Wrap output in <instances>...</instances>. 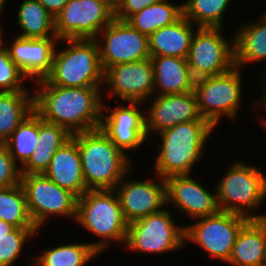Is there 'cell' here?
<instances>
[{
  "label": "cell",
  "mask_w": 266,
  "mask_h": 266,
  "mask_svg": "<svg viewBox=\"0 0 266 266\" xmlns=\"http://www.w3.org/2000/svg\"><path fill=\"white\" fill-rule=\"evenodd\" d=\"M225 28H198L191 40L188 65L193 78L220 75L235 67L234 32L230 38Z\"/></svg>",
  "instance_id": "11"
},
{
  "label": "cell",
  "mask_w": 266,
  "mask_h": 266,
  "mask_svg": "<svg viewBox=\"0 0 266 266\" xmlns=\"http://www.w3.org/2000/svg\"><path fill=\"white\" fill-rule=\"evenodd\" d=\"M105 85V86H104ZM103 101L119 99L122 102L145 103L154 95V71L150 58L129 63H120L104 70ZM105 95V96H104ZM113 97V98H111Z\"/></svg>",
  "instance_id": "15"
},
{
  "label": "cell",
  "mask_w": 266,
  "mask_h": 266,
  "mask_svg": "<svg viewBox=\"0 0 266 266\" xmlns=\"http://www.w3.org/2000/svg\"><path fill=\"white\" fill-rule=\"evenodd\" d=\"M2 25L0 23V49L4 46V30L2 29Z\"/></svg>",
  "instance_id": "44"
},
{
  "label": "cell",
  "mask_w": 266,
  "mask_h": 266,
  "mask_svg": "<svg viewBox=\"0 0 266 266\" xmlns=\"http://www.w3.org/2000/svg\"><path fill=\"white\" fill-rule=\"evenodd\" d=\"M17 36L23 38L57 37L55 19L37 0H22L16 12Z\"/></svg>",
  "instance_id": "26"
},
{
  "label": "cell",
  "mask_w": 266,
  "mask_h": 266,
  "mask_svg": "<svg viewBox=\"0 0 266 266\" xmlns=\"http://www.w3.org/2000/svg\"><path fill=\"white\" fill-rule=\"evenodd\" d=\"M243 73L235 66L226 73L195 80L194 93L200 115L216 129L223 118L230 122L237 118L240 120L238 111H241L244 94Z\"/></svg>",
  "instance_id": "7"
},
{
  "label": "cell",
  "mask_w": 266,
  "mask_h": 266,
  "mask_svg": "<svg viewBox=\"0 0 266 266\" xmlns=\"http://www.w3.org/2000/svg\"><path fill=\"white\" fill-rule=\"evenodd\" d=\"M215 130L206 119H198L179 123L154 135L159 137L160 143L153 172L163 179L173 175H191L194 165L205 157L208 140Z\"/></svg>",
  "instance_id": "2"
},
{
  "label": "cell",
  "mask_w": 266,
  "mask_h": 266,
  "mask_svg": "<svg viewBox=\"0 0 266 266\" xmlns=\"http://www.w3.org/2000/svg\"><path fill=\"white\" fill-rule=\"evenodd\" d=\"M20 166L10 155L7 147L0 143V189L20 184Z\"/></svg>",
  "instance_id": "35"
},
{
  "label": "cell",
  "mask_w": 266,
  "mask_h": 266,
  "mask_svg": "<svg viewBox=\"0 0 266 266\" xmlns=\"http://www.w3.org/2000/svg\"><path fill=\"white\" fill-rule=\"evenodd\" d=\"M57 38L95 39L110 24L114 11L98 0H69L54 18Z\"/></svg>",
  "instance_id": "13"
},
{
  "label": "cell",
  "mask_w": 266,
  "mask_h": 266,
  "mask_svg": "<svg viewBox=\"0 0 266 266\" xmlns=\"http://www.w3.org/2000/svg\"><path fill=\"white\" fill-rule=\"evenodd\" d=\"M242 23L234 30L235 66L244 70L249 64H266V14Z\"/></svg>",
  "instance_id": "23"
},
{
  "label": "cell",
  "mask_w": 266,
  "mask_h": 266,
  "mask_svg": "<svg viewBox=\"0 0 266 266\" xmlns=\"http://www.w3.org/2000/svg\"><path fill=\"white\" fill-rule=\"evenodd\" d=\"M57 37L23 38L5 40L4 47L8 50L11 60L27 77L29 82L44 79L52 70L53 55L56 46L61 44ZM6 42V43H5Z\"/></svg>",
  "instance_id": "19"
},
{
  "label": "cell",
  "mask_w": 266,
  "mask_h": 266,
  "mask_svg": "<svg viewBox=\"0 0 266 266\" xmlns=\"http://www.w3.org/2000/svg\"><path fill=\"white\" fill-rule=\"evenodd\" d=\"M265 68H264V71L262 72V75H261V77L262 78H260L261 79V81H260V83L261 84H263L262 86H263V91L261 92V94L262 95H260V100L258 101V100H256L255 102H256V104L254 103V105H256V107H255V109L256 108H258L259 107V109L261 108V109H264L263 111H265L266 110V66H264Z\"/></svg>",
  "instance_id": "39"
},
{
  "label": "cell",
  "mask_w": 266,
  "mask_h": 266,
  "mask_svg": "<svg viewBox=\"0 0 266 266\" xmlns=\"http://www.w3.org/2000/svg\"><path fill=\"white\" fill-rule=\"evenodd\" d=\"M34 111V92H0V143Z\"/></svg>",
  "instance_id": "27"
},
{
  "label": "cell",
  "mask_w": 266,
  "mask_h": 266,
  "mask_svg": "<svg viewBox=\"0 0 266 266\" xmlns=\"http://www.w3.org/2000/svg\"><path fill=\"white\" fill-rule=\"evenodd\" d=\"M233 0H187L183 4V16L198 28H223L224 14ZM230 5V6H229Z\"/></svg>",
  "instance_id": "29"
},
{
  "label": "cell",
  "mask_w": 266,
  "mask_h": 266,
  "mask_svg": "<svg viewBox=\"0 0 266 266\" xmlns=\"http://www.w3.org/2000/svg\"><path fill=\"white\" fill-rule=\"evenodd\" d=\"M144 104L147 105V107H144L145 130L150 142L152 135H157L179 123L203 119L198 109L194 91L170 95H153Z\"/></svg>",
  "instance_id": "17"
},
{
  "label": "cell",
  "mask_w": 266,
  "mask_h": 266,
  "mask_svg": "<svg viewBox=\"0 0 266 266\" xmlns=\"http://www.w3.org/2000/svg\"><path fill=\"white\" fill-rule=\"evenodd\" d=\"M183 16V4L172 3V0H161L145 7L131 16L127 22L140 33L150 36L165 26L174 24Z\"/></svg>",
  "instance_id": "28"
},
{
  "label": "cell",
  "mask_w": 266,
  "mask_h": 266,
  "mask_svg": "<svg viewBox=\"0 0 266 266\" xmlns=\"http://www.w3.org/2000/svg\"><path fill=\"white\" fill-rule=\"evenodd\" d=\"M230 266H266V218L249 219L233 245Z\"/></svg>",
  "instance_id": "21"
},
{
  "label": "cell",
  "mask_w": 266,
  "mask_h": 266,
  "mask_svg": "<svg viewBox=\"0 0 266 266\" xmlns=\"http://www.w3.org/2000/svg\"><path fill=\"white\" fill-rule=\"evenodd\" d=\"M32 87L34 111L44 121L65 128L71 135L100 128L103 86L61 87L44 78Z\"/></svg>",
  "instance_id": "1"
},
{
  "label": "cell",
  "mask_w": 266,
  "mask_h": 266,
  "mask_svg": "<svg viewBox=\"0 0 266 266\" xmlns=\"http://www.w3.org/2000/svg\"><path fill=\"white\" fill-rule=\"evenodd\" d=\"M197 29L184 16L174 24L158 29L148 37L150 56L187 59L191 40Z\"/></svg>",
  "instance_id": "24"
},
{
  "label": "cell",
  "mask_w": 266,
  "mask_h": 266,
  "mask_svg": "<svg viewBox=\"0 0 266 266\" xmlns=\"http://www.w3.org/2000/svg\"><path fill=\"white\" fill-rule=\"evenodd\" d=\"M56 46L51 72L45 79L61 87L103 86L104 70L95 39H61ZM67 45V46H66Z\"/></svg>",
  "instance_id": "6"
},
{
  "label": "cell",
  "mask_w": 266,
  "mask_h": 266,
  "mask_svg": "<svg viewBox=\"0 0 266 266\" xmlns=\"http://www.w3.org/2000/svg\"><path fill=\"white\" fill-rule=\"evenodd\" d=\"M7 2H9V1L0 0V20H2L1 18H2V15H3V11H5L4 8L6 7V3ZM0 23H1V21H0Z\"/></svg>",
  "instance_id": "42"
},
{
  "label": "cell",
  "mask_w": 266,
  "mask_h": 266,
  "mask_svg": "<svg viewBox=\"0 0 266 266\" xmlns=\"http://www.w3.org/2000/svg\"><path fill=\"white\" fill-rule=\"evenodd\" d=\"M154 71V95H170L194 91L193 78L185 58L151 56Z\"/></svg>",
  "instance_id": "22"
},
{
  "label": "cell",
  "mask_w": 266,
  "mask_h": 266,
  "mask_svg": "<svg viewBox=\"0 0 266 266\" xmlns=\"http://www.w3.org/2000/svg\"><path fill=\"white\" fill-rule=\"evenodd\" d=\"M55 18L69 0H37Z\"/></svg>",
  "instance_id": "38"
},
{
  "label": "cell",
  "mask_w": 266,
  "mask_h": 266,
  "mask_svg": "<svg viewBox=\"0 0 266 266\" xmlns=\"http://www.w3.org/2000/svg\"><path fill=\"white\" fill-rule=\"evenodd\" d=\"M109 6L114 12L118 8L121 0H98Z\"/></svg>",
  "instance_id": "41"
},
{
  "label": "cell",
  "mask_w": 266,
  "mask_h": 266,
  "mask_svg": "<svg viewBox=\"0 0 266 266\" xmlns=\"http://www.w3.org/2000/svg\"><path fill=\"white\" fill-rule=\"evenodd\" d=\"M39 232L41 231L37 228H15L6 236H1L0 266H14V263L25 255L23 249L26 244L34 240L33 238L36 239Z\"/></svg>",
  "instance_id": "32"
},
{
  "label": "cell",
  "mask_w": 266,
  "mask_h": 266,
  "mask_svg": "<svg viewBox=\"0 0 266 266\" xmlns=\"http://www.w3.org/2000/svg\"><path fill=\"white\" fill-rule=\"evenodd\" d=\"M71 136L65 128L46 122L38 115V146L60 148Z\"/></svg>",
  "instance_id": "34"
},
{
  "label": "cell",
  "mask_w": 266,
  "mask_h": 266,
  "mask_svg": "<svg viewBox=\"0 0 266 266\" xmlns=\"http://www.w3.org/2000/svg\"><path fill=\"white\" fill-rule=\"evenodd\" d=\"M103 70L120 64L150 58L148 36L127 21L114 19L95 38Z\"/></svg>",
  "instance_id": "14"
},
{
  "label": "cell",
  "mask_w": 266,
  "mask_h": 266,
  "mask_svg": "<svg viewBox=\"0 0 266 266\" xmlns=\"http://www.w3.org/2000/svg\"><path fill=\"white\" fill-rule=\"evenodd\" d=\"M165 181L167 206H174L191 221L220 211L216 188L212 193L203 183L193 179L192 174L169 176Z\"/></svg>",
  "instance_id": "18"
},
{
  "label": "cell",
  "mask_w": 266,
  "mask_h": 266,
  "mask_svg": "<svg viewBox=\"0 0 266 266\" xmlns=\"http://www.w3.org/2000/svg\"><path fill=\"white\" fill-rule=\"evenodd\" d=\"M134 170L133 167L114 189L128 223L156 213L167 206L165 179L155 173L151 180L149 177L145 180L135 177L131 179L130 173Z\"/></svg>",
  "instance_id": "16"
},
{
  "label": "cell",
  "mask_w": 266,
  "mask_h": 266,
  "mask_svg": "<svg viewBox=\"0 0 266 266\" xmlns=\"http://www.w3.org/2000/svg\"><path fill=\"white\" fill-rule=\"evenodd\" d=\"M58 149L37 145L30 158L20 167L21 174L44 173L48 169L51 159Z\"/></svg>",
  "instance_id": "36"
},
{
  "label": "cell",
  "mask_w": 266,
  "mask_h": 266,
  "mask_svg": "<svg viewBox=\"0 0 266 266\" xmlns=\"http://www.w3.org/2000/svg\"><path fill=\"white\" fill-rule=\"evenodd\" d=\"M3 144L21 167L38 145V114L33 111L28 115Z\"/></svg>",
  "instance_id": "30"
},
{
  "label": "cell",
  "mask_w": 266,
  "mask_h": 266,
  "mask_svg": "<svg viewBox=\"0 0 266 266\" xmlns=\"http://www.w3.org/2000/svg\"><path fill=\"white\" fill-rule=\"evenodd\" d=\"M248 220L241 214L224 211L197 218L185 225V247L195 244L211 258L227 263L238 233Z\"/></svg>",
  "instance_id": "10"
},
{
  "label": "cell",
  "mask_w": 266,
  "mask_h": 266,
  "mask_svg": "<svg viewBox=\"0 0 266 266\" xmlns=\"http://www.w3.org/2000/svg\"><path fill=\"white\" fill-rule=\"evenodd\" d=\"M0 220L16 228H36L29 216L21 184L0 189Z\"/></svg>",
  "instance_id": "31"
},
{
  "label": "cell",
  "mask_w": 266,
  "mask_h": 266,
  "mask_svg": "<svg viewBox=\"0 0 266 266\" xmlns=\"http://www.w3.org/2000/svg\"><path fill=\"white\" fill-rule=\"evenodd\" d=\"M27 81V77L11 60L8 50L3 46L0 49V92L32 91V86L25 87Z\"/></svg>",
  "instance_id": "33"
},
{
  "label": "cell",
  "mask_w": 266,
  "mask_h": 266,
  "mask_svg": "<svg viewBox=\"0 0 266 266\" xmlns=\"http://www.w3.org/2000/svg\"><path fill=\"white\" fill-rule=\"evenodd\" d=\"M169 208L129 223L123 248L155 256L185 248V225L176 223L178 217Z\"/></svg>",
  "instance_id": "8"
},
{
  "label": "cell",
  "mask_w": 266,
  "mask_h": 266,
  "mask_svg": "<svg viewBox=\"0 0 266 266\" xmlns=\"http://www.w3.org/2000/svg\"><path fill=\"white\" fill-rule=\"evenodd\" d=\"M16 227L12 224L6 223L5 221L0 220V237L6 236L12 232Z\"/></svg>",
  "instance_id": "40"
},
{
  "label": "cell",
  "mask_w": 266,
  "mask_h": 266,
  "mask_svg": "<svg viewBox=\"0 0 266 266\" xmlns=\"http://www.w3.org/2000/svg\"><path fill=\"white\" fill-rule=\"evenodd\" d=\"M161 0H121L114 12V18L119 21H127L131 16L140 12L145 7L158 3Z\"/></svg>",
  "instance_id": "37"
},
{
  "label": "cell",
  "mask_w": 266,
  "mask_h": 266,
  "mask_svg": "<svg viewBox=\"0 0 266 266\" xmlns=\"http://www.w3.org/2000/svg\"><path fill=\"white\" fill-rule=\"evenodd\" d=\"M143 106L145 104L142 102L121 101L113 107L103 101L100 129L129 157L131 151H137L150 141L145 130Z\"/></svg>",
  "instance_id": "12"
},
{
  "label": "cell",
  "mask_w": 266,
  "mask_h": 266,
  "mask_svg": "<svg viewBox=\"0 0 266 266\" xmlns=\"http://www.w3.org/2000/svg\"><path fill=\"white\" fill-rule=\"evenodd\" d=\"M225 173L216 181L217 203L220 211L241 214L249 219H264L260 207L266 200V174L243 160L229 164ZM262 204V205H261Z\"/></svg>",
  "instance_id": "5"
},
{
  "label": "cell",
  "mask_w": 266,
  "mask_h": 266,
  "mask_svg": "<svg viewBox=\"0 0 266 266\" xmlns=\"http://www.w3.org/2000/svg\"><path fill=\"white\" fill-rule=\"evenodd\" d=\"M29 216L38 230L54 216L75 222L77 196L52 182L44 173L21 174ZM50 218V219H49Z\"/></svg>",
  "instance_id": "9"
},
{
  "label": "cell",
  "mask_w": 266,
  "mask_h": 266,
  "mask_svg": "<svg viewBox=\"0 0 266 266\" xmlns=\"http://www.w3.org/2000/svg\"><path fill=\"white\" fill-rule=\"evenodd\" d=\"M44 174L77 197L88 190L82 173L78 144L72 137L56 151Z\"/></svg>",
  "instance_id": "20"
},
{
  "label": "cell",
  "mask_w": 266,
  "mask_h": 266,
  "mask_svg": "<svg viewBox=\"0 0 266 266\" xmlns=\"http://www.w3.org/2000/svg\"><path fill=\"white\" fill-rule=\"evenodd\" d=\"M36 256L32 254L30 266H86L99 252L89 242L58 244L44 248Z\"/></svg>",
  "instance_id": "25"
},
{
  "label": "cell",
  "mask_w": 266,
  "mask_h": 266,
  "mask_svg": "<svg viewBox=\"0 0 266 266\" xmlns=\"http://www.w3.org/2000/svg\"><path fill=\"white\" fill-rule=\"evenodd\" d=\"M256 121L260 124V126H263V131L266 132V121L264 120V118H262V115L261 117H257Z\"/></svg>",
  "instance_id": "43"
},
{
  "label": "cell",
  "mask_w": 266,
  "mask_h": 266,
  "mask_svg": "<svg viewBox=\"0 0 266 266\" xmlns=\"http://www.w3.org/2000/svg\"><path fill=\"white\" fill-rule=\"evenodd\" d=\"M78 144L82 173L88 190L115 189L135 166L99 128L71 136Z\"/></svg>",
  "instance_id": "3"
},
{
  "label": "cell",
  "mask_w": 266,
  "mask_h": 266,
  "mask_svg": "<svg viewBox=\"0 0 266 266\" xmlns=\"http://www.w3.org/2000/svg\"><path fill=\"white\" fill-rule=\"evenodd\" d=\"M75 223L99 238L90 245L100 255L109 250L112 243L125 245L129 223L114 189L87 190L78 197Z\"/></svg>",
  "instance_id": "4"
}]
</instances>
